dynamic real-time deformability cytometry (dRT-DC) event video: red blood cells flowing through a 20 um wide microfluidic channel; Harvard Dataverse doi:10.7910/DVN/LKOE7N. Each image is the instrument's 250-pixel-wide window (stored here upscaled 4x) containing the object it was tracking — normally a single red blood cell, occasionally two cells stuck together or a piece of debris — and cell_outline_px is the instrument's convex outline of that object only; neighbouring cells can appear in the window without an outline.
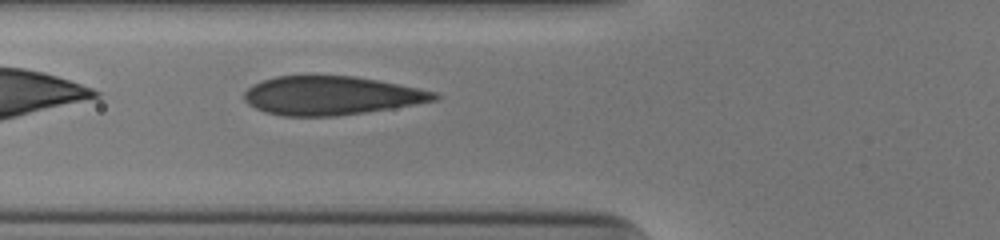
{"species": "human", "species_latin": "Homo sapiens", "temperature_condition": "cold", "stored_images_in_passage": 27, "camera_frame_rate_fps": 3000, "um_per_image_px": 0.085, "donor": {"sex": "male"}, "frame": {"image": 1, "passage_image": 3, "time_ms": 0.667, "image_size_px": [1000, 240], "cell_outline_px": [[440, 96], [436, 100], [392, 108], [336, 116], [284, 116], [264, 112], [248, 104], [244, 100], [244, 92], [248, 88], [264, 80], [276, 76], [352, 76], [376, 80], [436, 92]], "centroid_in_image_um": [28.12, 8.13], "position_along_channel_um": 97.7, "area_um2": 42.37}}
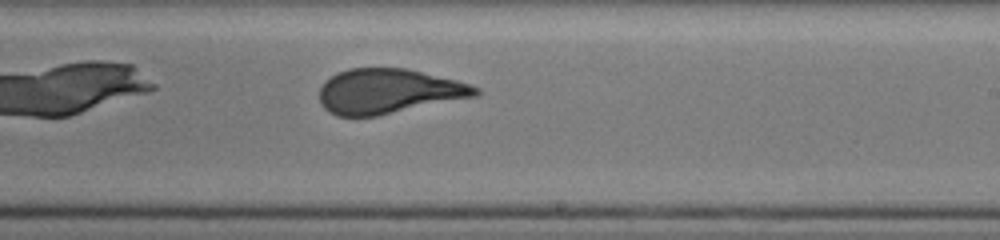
{"frame": {"image": 2, "passage_image": 15, "time_ms": 4.667, "image_size_px": [1000, 240], "cell_outline_px": [[480, 92], [476, 96], [376, 116], [336, 116], [328, 112], [320, 104], [320, 88], [324, 80], [336, 72], [348, 68], [408, 68], [472, 84], [480, 88]], "centroid_in_image_um": [32.99, 7.75], "position_along_channel_um": 256.0, "area_um2": 40.98}}
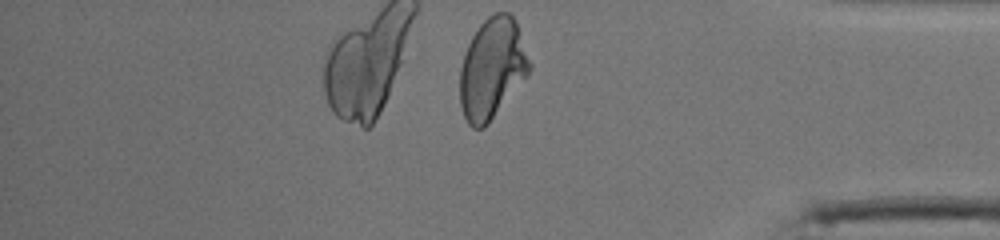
{"frame": {"image": 3, "passage_image": 27, "time_ms": 8.667, "image_size_px": [1000, 240], "cell_outline_px": [[532, 68], [528, 76], [488, 124], [484, 128], [472, 128], [468, 124], [464, 116], [460, 104], [460, 68], [468, 44], [472, 36], [480, 24], [488, 16], [496, 12], [508, 12], [516, 20], [532, 64]], "centroid_in_image_um": [41.85, 5.82], "position_along_channel_um": 393.3, "area_um2": 41.1}, "authors_computed_cell_mechanics": {"area_um2": 41.5004, "velocity_mm_per_s": 3.9691, "shape_relaxation_time_tau1_ms": 6.8663, "shape_relaxation_time_tau2_ms": null, "deformation_change_tau1": 0.1996, "deformation_change_tau2": null}}